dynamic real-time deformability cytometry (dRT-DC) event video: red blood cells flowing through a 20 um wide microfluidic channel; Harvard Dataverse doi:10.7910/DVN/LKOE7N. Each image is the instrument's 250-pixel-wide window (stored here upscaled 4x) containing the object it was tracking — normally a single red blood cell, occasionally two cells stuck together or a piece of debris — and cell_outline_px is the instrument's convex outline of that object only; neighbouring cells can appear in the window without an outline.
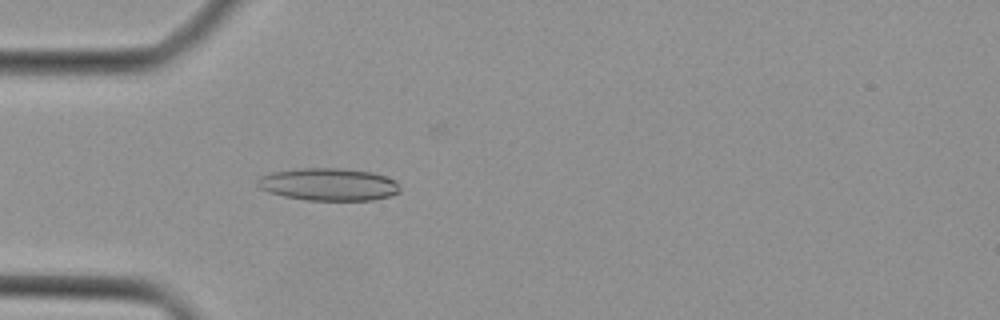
{"species": "Egyptian fruit bat (a non-hibernating species)", "species_latin": "Rousettus aegyptiacus", "temperature_condition": "cold", "stored_images_in_passage": 35, "camera_frame_rate_fps": 3000, "um_per_image_px": 0.085, "animal": {"sex": "female"}, "frame": {"image": 1, "passage_image": 4, "time_ms": 1.0, "image_size_px": [1000, 320], "cell_outline_px": [[400, 192], [388, 196], [372, 200], [308, 200], [284, 196], [260, 188], [256, 184], [256, 180], [260, 176], [272, 172], [300, 168], [344, 168], [372, 172], [396, 180], [400, 188]], "centroid_in_image_um": [27.94, 15.66], "position_along_channel_um": 57.1, "area_um2": 26.93}}
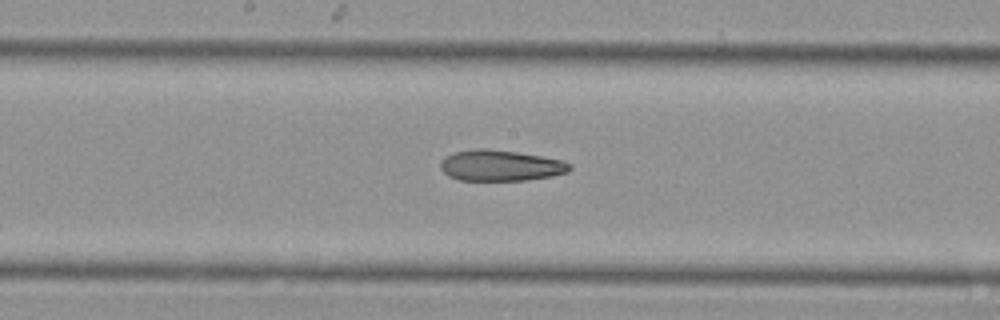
{"frame": {"image": 2, "passage_image": 14, "time_ms": 4.333, "image_size_px": [1000, 320], "cell_outline_px": [[572, 168], [568, 172], [552, 176], [524, 180], [460, 180], [448, 176], [440, 168], [440, 164], [448, 156], [456, 152], [476, 148], [484, 148], [516, 152], [540, 156], [560, 160], [572, 164]], "centroid_in_image_um": [42.57, 14.07], "position_along_channel_um": 205.6, "area_um2": 23.0}}
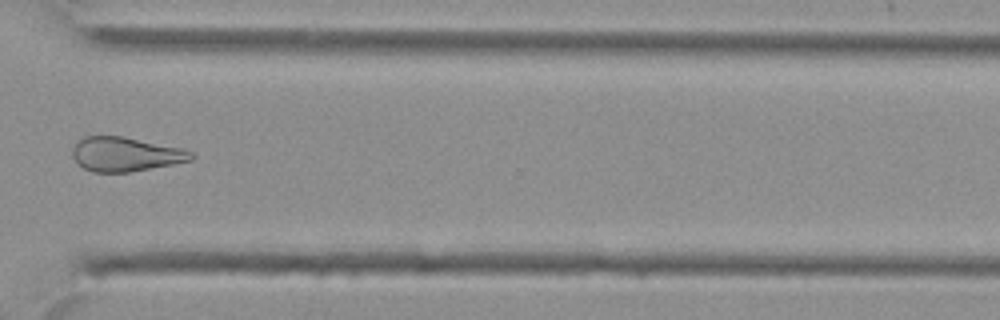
{"frame": {"image": 3, "passage_image": 24, "time_ms": 7.667, "image_size_px": [1000, 320], "cell_outline_px": [[192, 160], [172, 164], [128, 172], [92, 172], [84, 168], [72, 156], [72, 148], [84, 136], [124, 136], [184, 148], [192, 152]], "centroid_in_image_um": [10.67, 13.1], "position_along_channel_um": 359.9, "area_um2": 23.58}}